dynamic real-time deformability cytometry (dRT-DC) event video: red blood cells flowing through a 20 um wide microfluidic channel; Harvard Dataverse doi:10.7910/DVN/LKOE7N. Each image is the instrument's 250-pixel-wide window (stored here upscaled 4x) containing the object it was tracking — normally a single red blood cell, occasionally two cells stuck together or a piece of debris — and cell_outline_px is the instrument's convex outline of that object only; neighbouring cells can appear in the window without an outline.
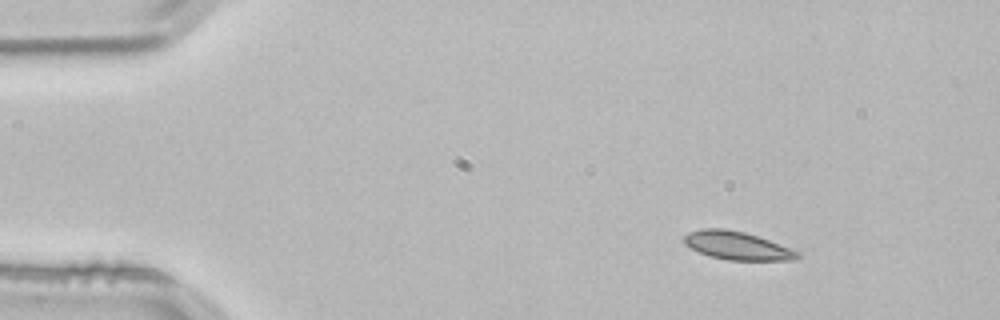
{"species": "common noctule bat (a hibernating species)", "species_latin": "Nyctalus noctula", "temperature_condition": "room temperature", "stored_images_in_passage": 13, "camera_frame_rate_fps": 3000, "um_per_image_px": 0.085, "animal": {"sex": "male", "body_mass_g": 21.5, "forearm_length_mm": 52.0}, "frame": {"image": 1, "passage_image": 8, "time_ms": 2.333, "image_size_px": [1000, 320], "cell_outline_px": [[780, 248], [764, 260], [752, 260], [720, 256], [708, 252], [700, 248], [704, 232], [732, 232], [748, 236], [772, 244]], "centroid_in_image_um": [62.63, 20.91], "position_along_channel_um": 22.4, "area_um2": 11.27}}